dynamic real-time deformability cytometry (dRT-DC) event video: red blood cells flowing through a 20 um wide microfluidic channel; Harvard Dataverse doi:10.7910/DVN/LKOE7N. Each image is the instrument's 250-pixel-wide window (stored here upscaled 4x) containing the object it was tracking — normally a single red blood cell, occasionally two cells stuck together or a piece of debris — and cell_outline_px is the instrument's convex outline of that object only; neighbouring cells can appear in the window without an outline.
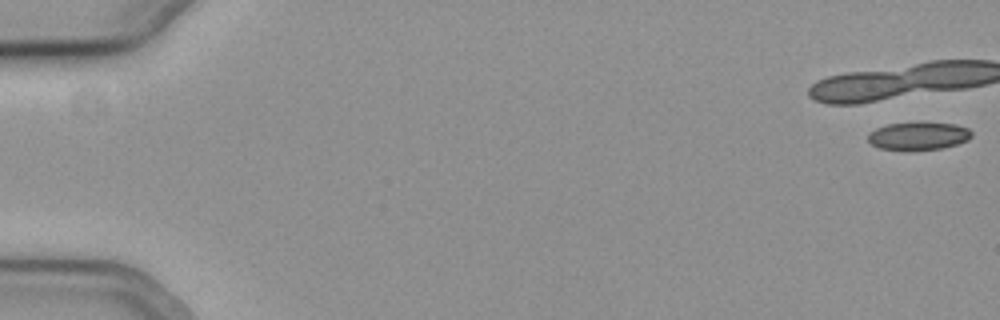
{"species": "common noctule bat (a hibernating species)", "species_latin": "Nyctalus noctula", "temperature_condition": "cold", "stored_images_in_passage": 5, "camera_frame_rate_fps": 3000, "um_per_image_px": 0.085, "animal": {"sex": "female", "body_mass_g": 19.3, "forearm_length_mm": 54.1}, "frame": {"image": 1, "passage_image": 1, "time_ms": 0.0, "image_size_px": [1000, 320], "cell_outline_px": [[972, 136], [968, 140], [944, 148], [912, 152], [904, 152], [880, 148], [872, 144], [868, 140], [868, 136], [876, 128], [888, 124], [956, 124], [968, 128], [972, 132]], "centroid_in_image_um": [78.07, 11.62], "position_along_channel_um": 6.9, "area_um2": 16.82}}